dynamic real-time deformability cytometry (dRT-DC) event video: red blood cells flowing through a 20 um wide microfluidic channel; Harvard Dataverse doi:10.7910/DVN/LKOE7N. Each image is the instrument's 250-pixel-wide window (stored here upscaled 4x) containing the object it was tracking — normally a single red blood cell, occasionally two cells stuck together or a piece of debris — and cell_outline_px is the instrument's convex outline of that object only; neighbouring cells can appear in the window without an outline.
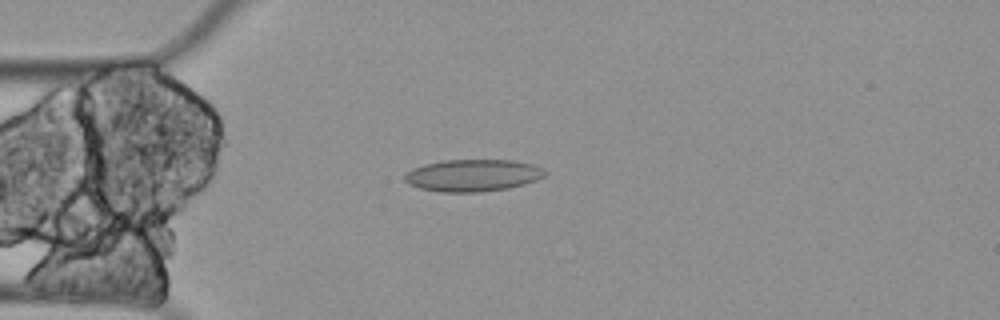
{"species": "Egyptian fruit bat (a non-hibernating species)", "species_latin": "Rousettus aegyptiacus", "temperature_condition": "cold", "stored_images_in_passage": 4, "camera_frame_rate_fps": 3000, "um_per_image_px": 0.085, "animal": {"sex": "female"}, "frame": {"image": 1, "passage_image": 3, "time_ms": 0.667, "image_size_px": [1000, 320], "cell_outline_px": [[548, 172], [544, 176], [536, 180], [524, 184], [508, 188], [480, 192], [440, 192], [420, 188], [408, 184], [404, 180], [404, 176], [412, 168], [424, 164], [444, 160], [512, 160], [532, 164], [544, 168]], "centroid_in_image_um": [40.19, 14.9], "position_along_channel_um": 44.8, "area_um2": 26.3}}